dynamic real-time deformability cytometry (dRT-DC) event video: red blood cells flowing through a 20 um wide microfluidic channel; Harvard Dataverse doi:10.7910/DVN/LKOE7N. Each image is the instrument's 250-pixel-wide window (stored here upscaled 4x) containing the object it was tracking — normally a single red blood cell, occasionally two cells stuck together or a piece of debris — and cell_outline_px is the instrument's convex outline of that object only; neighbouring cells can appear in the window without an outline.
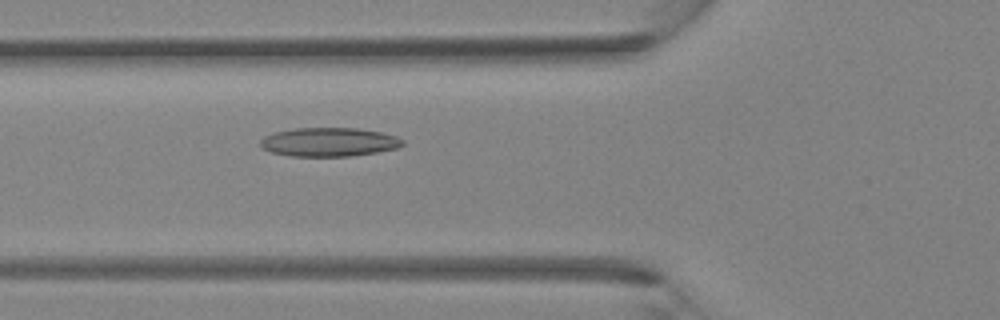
{"species": "Egyptian fruit bat (a non-hibernating species)", "species_latin": "Rousettus aegyptiacus", "temperature_condition": "room temperature", "stored_images_in_passage": 38, "camera_frame_rate_fps": 3000, "um_per_image_px": 0.085, "animal": {"sex": "female"}, "frame": {"image": 1, "passage_image": 13, "time_ms": 4.0, "image_size_px": [1000, 320], "cell_outline_px": [[404, 144], [396, 148], [376, 152], [352, 156], [288, 156], [272, 152], [264, 148], [260, 144], [260, 140], [264, 136], [276, 132], [292, 128], [356, 128], [380, 132], [396, 136], [404, 140]], "centroid_in_image_um": [27.96, 12.07], "position_along_channel_um": 97.8, "area_um2": 23.81}}
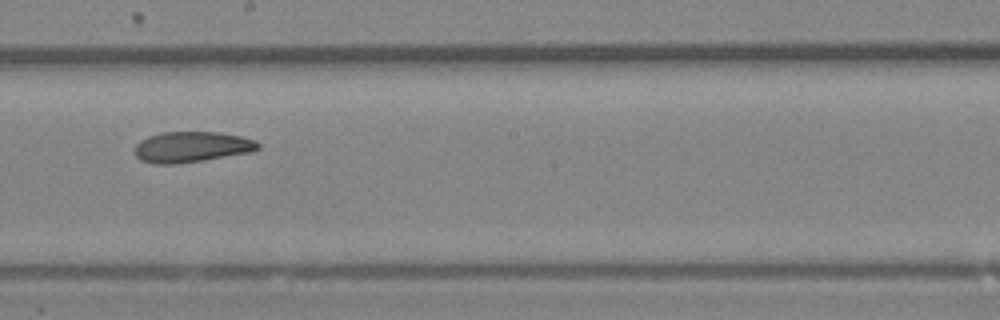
{"frame": {"image": 2, "passage_image": 21, "time_ms": 6.667, "image_size_px": [1000, 320], "cell_outline_px": [[260, 148], [252, 152], [176, 164], [152, 164], [140, 160], [136, 156], [136, 144], [140, 140], [148, 136], [164, 132], [216, 132], [240, 136], [256, 140], [260, 144]], "centroid_in_image_um": [16.29, 12.49], "position_along_channel_um": 231.9, "area_um2": 22.02}}
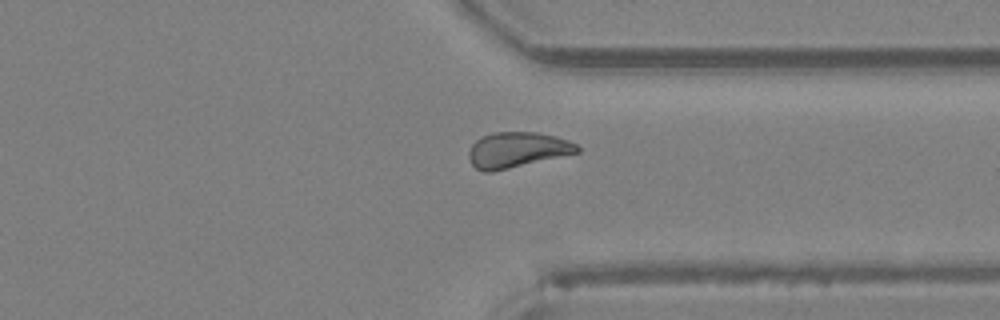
{"frame": {"image": 3, "passage_image": 29, "time_ms": 9.333, "image_size_px": [1000, 320], "cell_outline_px": [[580, 152], [492, 172], [484, 172], [476, 168], [472, 164], [468, 156], [468, 152], [472, 144], [476, 140], [492, 132], [536, 132], [556, 136], [568, 140], [576, 144], [580, 148]], "centroid_in_image_um": [43.95, 12.73], "position_along_channel_um": 367.4, "area_um2": 22.37}}